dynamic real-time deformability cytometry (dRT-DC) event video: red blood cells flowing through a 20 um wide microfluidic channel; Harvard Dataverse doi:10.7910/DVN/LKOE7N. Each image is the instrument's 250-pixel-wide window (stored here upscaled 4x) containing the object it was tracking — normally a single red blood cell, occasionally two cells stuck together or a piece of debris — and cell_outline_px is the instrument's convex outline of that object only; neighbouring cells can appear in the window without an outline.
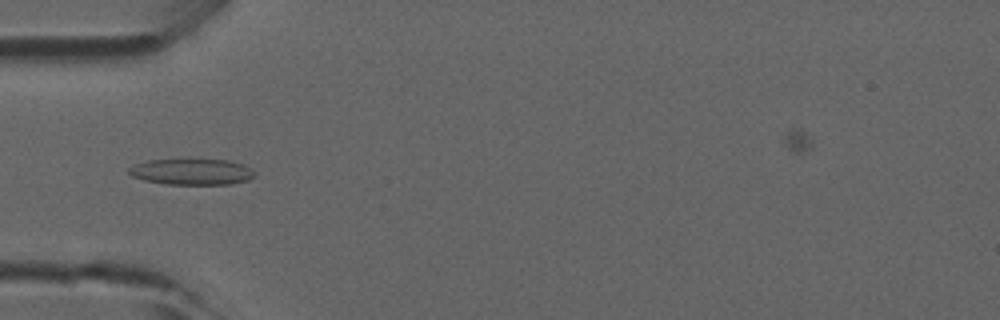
{"species": "common noctule bat (a hibernating species)", "species_latin": "Nyctalus noctula", "temperature_condition": "room temperature", "stored_images_in_passage": 46, "camera_frame_rate_fps": 3000, "um_per_image_px": 0.085, "animal": {"sex": "male", "forearm_length_mm": 52.5}, "frame": {"image": 1, "passage_image": 14, "time_ms": 4.333, "image_size_px": [1000, 320], "cell_outline_px": [[256, 176], [248, 180], [228, 184], [168, 184], [144, 180], [132, 176], [128, 172], [128, 168], [136, 164], [148, 160], [188, 156], [228, 160], [244, 164], [252, 168], [256, 172]], "centroid_in_image_um": [16.33, 14.54], "position_along_channel_um": 68.7, "area_um2": 20.17}}
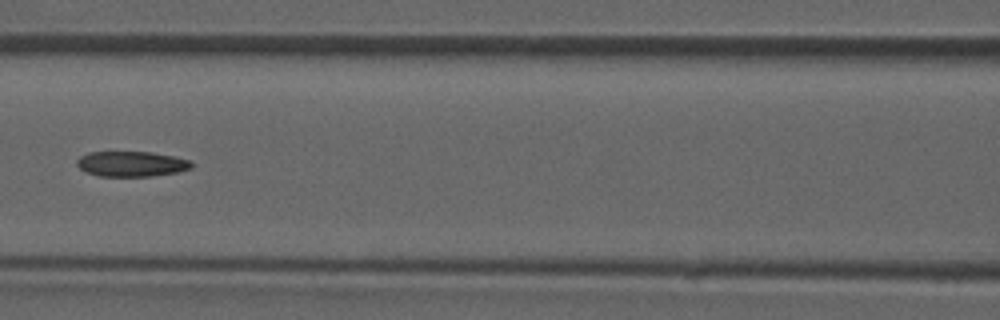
{"frame": {"image": 2, "passage_image": 20, "time_ms": 6.333, "image_size_px": [1000, 320], "cell_outline_px": [[192, 168], [176, 172], [152, 176], [100, 176], [84, 172], [76, 164], [76, 160], [80, 156], [88, 152], [152, 152], [192, 160]], "centroid_in_image_um": [11.15, 13.93], "position_along_channel_um": 155.4, "area_um2": 16.94}}